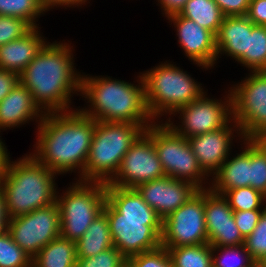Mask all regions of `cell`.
Wrapping results in <instances>:
<instances>
[{"mask_svg":"<svg viewBox=\"0 0 266 267\" xmlns=\"http://www.w3.org/2000/svg\"><path fill=\"white\" fill-rule=\"evenodd\" d=\"M139 78V84L134 85L110 77L81 75L80 94L91 105L79 110L95 121L138 124L146 129L154 121L147 110L142 76Z\"/></svg>","mask_w":266,"mask_h":267,"instance_id":"obj_3","label":"cell"},{"mask_svg":"<svg viewBox=\"0 0 266 267\" xmlns=\"http://www.w3.org/2000/svg\"><path fill=\"white\" fill-rule=\"evenodd\" d=\"M71 48L66 43L46 42L19 75L44 113L72 111L71 95L81 92V74L75 72Z\"/></svg>","mask_w":266,"mask_h":267,"instance_id":"obj_2","label":"cell"},{"mask_svg":"<svg viewBox=\"0 0 266 267\" xmlns=\"http://www.w3.org/2000/svg\"><path fill=\"white\" fill-rule=\"evenodd\" d=\"M246 17L255 25L266 26V0H251Z\"/></svg>","mask_w":266,"mask_h":267,"instance_id":"obj_40","label":"cell"},{"mask_svg":"<svg viewBox=\"0 0 266 267\" xmlns=\"http://www.w3.org/2000/svg\"><path fill=\"white\" fill-rule=\"evenodd\" d=\"M179 14L217 35L224 15L214 0H188Z\"/></svg>","mask_w":266,"mask_h":267,"instance_id":"obj_26","label":"cell"},{"mask_svg":"<svg viewBox=\"0 0 266 267\" xmlns=\"http://www.w3.org/2000/svg\"><path fill=\"white\" fill-rule=\"evenodd\" d=\"M254 26L246 16L224 17L216 35L217 57L224 53L238 61L247 51L248 32Z\"/></svg>","mask_w":266,"mask_h":267,"instance_id":"obj_22","label":"cell"},{"mask_svg":"<svg viewBox=\"0 0 266 267\" xmlns=\"http://www.w3.org/2000/svg\"><path fill=\"white\" fill-rule=\"evenodd\" d=\"M250 187L266 196V139L250 138Z\"/></svg>","mask_w":266,"mask_h":267,"instance_id":"obj_29","label":"cell"},{"mask_svg":"<svg viewBox=\"0 0 266 267\" xmlns=\"http://www.w3.org/2000/svg\"><path fill=\"white\" fill-rule=\"evenodd\" d=\"M106 184L80 181L67 189L63 196L56 195L60 210V236L77 242L93 220L103 212Z\"/></svg>","mask_w":266,"mask_h":267,"instance_id":"obj_7","label":"cell"},{"mask_svg":"<svg viewBox=\"0 0 266 267\" xmlns=\"http://www.w3.org/2000/svg\"><path fill=\"white\" fill-rule=\"evenodd\" d=\"M87 2V0H40V3L42 7L46 10L49 11V9H52L54 6L58 7L59 6H67L71 7L72 5H83Z\"/></svg>","mask_w":266,"mask_h":267,"instance_id":"obj_44","label":"cell"},{"mask_svg":"<svg viewBox=\"0 0 266 267\" xmlns=\"http://www.w3.org/2000/svg\"><path fill=\"white\" fill-rule=\"evenodd\" d=\"M8 165L0 178L9 218L28 214L56 202L54 171L40 163L32 154Z\"/></svg>","mask_w":266,"mask_h":267,"instance_id":"obj_4","label":"cell"},{"mask_svg":"<svg viewBox=\"0 0 266 267\" xmlns=\"http://www.w3.org/2000/svg\"><path fill=\"white\" fill-rule=\"evenodd\" d=\"M142 125L95 121V130L80 181L109 183L129 148L145 132Z\"/></svg>","mask_w":266,"mask_h":267,"instance_id":"obj_5","label":"cell"},{"mask_svg":"<svg viewBox=\"0 0 266 267\" xmlns=\"http://www.w3.org/2000/svg\"><path fill=\"white\" fill-rule=\"evenodd\" d=\"M145 133L152 139L166 176L192 182L199 189H206L202 182L208 176L200 167L188 139L178 134L167 122L152 123Z\"/></svg>","mask_w":266,"mask_h":267,"instance_id":"obj_8","label":"cell"},{"mask_svg":"<svg viewBox=\"0 0 266 267\" xmlns=\"http://www.w3.org/2000/svg\"><path fill=\"white\" fill-rule=\"evenodd\" d=\"M251 73L230 89L233 127L241 140L266 139V71Z\"/></svg>","mask_w":266,"mask_h":267,"instance_id":"obj_9","label":"cell"},{"mask_svg":"<svg viewBox=\"0 0 266 267\" xmlns=\"http://www.w3.org/2000/svg\"><path fill=\"white\" fill-rule=\"evenodd\" d=\"M228 125L215 131L188 138L192 152L208 177L214 175L230 156L229 152L234 139L233 133L236 130L231 128L232 125Z\"/></svg>","mask_w":266,"mask_h":267,"instance_id":"obj_18","label":"cell"},{"mask_svg":"<svg viewBox=\"0 0 266 267\" xmlns=\"http://www.w3.org/2000/svg\"><path fill=\"white\" fill-rule=\"evenodd\" d=\"M237 62L251 72L266 71V26L255 25L248 32L247 51Z\"/></svg>","mask_w":266,"mask_h":267,"instance_id":"obj_28","label":"cell"},{"mask_svg":"<svg viewBox=\"0 0 266 267\" xmlns=\"http://www.w3.org/2000/svg\"><path fill=\"white\" fill-rule=\"evenodd\" d=\"M38 28L34 27L23 37L0 46V69L18 75L22 73L47 42Z\"/></svg>","mask_w":266,"mask_h":267,"instance_id":"obj_20","label":"cell"},{"mask_svg":"<svg viewBox=\"0 0 266 267\" xmlns=\"http://www.w3.org/2000/svg\"><path fill=\"white\" fill-rule=\"evenodd\" d=\"M173 267H213L212 246L209 243L166 247Z\"/></svg>","mask_w":266,"mask_h":267,"instance_id":"obj_27","label":"cell"},{"mask_svg":"<svg viewBox=\"0 0 266 267\" xmlns=\"http://www.w3.org/2000/svg\"><path fill=\"white\" fill-rule=\"evenodd\" d=\"M43 12L46 10L40 0H0V16L22 19L32 28L38 27L36 18L44 14Z\"/></svg>","mask_w":266,"mask_h":267,"instance_id":"obj_30","label":"cell"},{"mask_svg":"<svg viewBox=\"0 0 266 267\" xmlns=\"http://www.w3.org/2000/svg\"><path fill=\"white\" fill-rule=\"evenodd\" d=\"M141 76L147 110L153 121L165 112L173 115L204 93L202 86L186 71L168 62L155 66Z\"/></svg>","mask_w":266,"mask_h":267,"instance_id":"obj_6","label":"cell"},{"mask_svg":"<svg viewBox=\"0 0 266 267\" xmlns=\"http://www.w3.org/2000/svg\"><path fill=\"white\" fill-rule=\"evenodd\" d=\"M205 189V223L211 246H239L245 238L235 224L231 206L223 195Z\"/></svg>","mask_w":266,"mask_h":267,"instance_id":"obj_16","label":"cell"},{"mask_svg":"<svg viewBox=\"0 0 266 267\" xmlns=\"http://www.w3.org/2000/svg\"><path fill=\"white\" fill-rule=\"evenodd\" d=\"M226 16H246L251 0H214Z\"/></svg>","mask_w":266,"mask_h":267,"instance_id":"obj_39","label":"cell"},{"mask_svg":"<svg viewBox=\"0 0 266 267\" xmlns=\"http://www.w3.org/2000/svg\"><path fill=\"white\" fill-rule=\"evenodd\" d=\"M32 27L24 20L0 16V46L23 37Z\"/></svg>","mask_w":266,"mask_h":267,"instance_id":"obj_37","label":"cell"},{"mask_svg":"<svg viewBox=\"0 0 266 267\" xmlns=\"http://www.w3.org/2000/svg\"><path fill=\"white\" fill-rule=\"evenodd\" d=\"M7 151L8 150L4 142H2L0 138V178L4 175L10 163V157H9L10 155L8 154Z\"/></svg>","mask_w":266,"mask_h":267,"instance_id":"obj_45","label":"cell"},{"mask_svg":"<svg viewBox=\"0 0 266 267\" xmlns=\"http://www.w3.org/2000/svg\"><path fill=\"white\" fill-rule=\"evenodd\" d=\"M106 200L120 213V218L161 219L135 188L106 183Z\"/></svg>","mask_w":266,"mask_h":267,"instance_id":"obj_23","label":"cell"},{"mask_svg":"<svg viewBox=\"0 0 266 267\" xmlns=\"http://www.w3.org/2000/svg\"><path fill=\"white\" fill-rule=\"evenodd\" d=\"M76 260V242L59 236L38 252L32 267H76Z\"/></svg>","mask_w":266,"mask_h":267,"instance_id":"obj_25","label":"cell"},{"mask_svg":"<svg viewBox=\"0 0 266 267\" xmlns=\"http://www.w3.org/2000/svg\"><path fill=\"white\" fill-rule=\"evenodd\" d=\"M243 141L246 148L237 156L228 157L212 175L210 189L216 194L222 195L230 189L250 186V138H244Z\"/></svg>","mask_w":266,"mask_h":267,"instance_id":"obj_21","label":"cell"},{"mask_svg":"<svg viewBox=\"0 0 266 267\" xmlns=\"http://www.w3.org/2000/svg\"><path fill=\"white\" fill-rule=\"evenodd\" d=\"M9 216L5 202V196L0 188V235L7 233L9 229Z\"/></svg>","mask_w":266,"mask_h":267,"instance_id":"obj_43","label":"cell"},{"mask_svg":"<svg viewBox=\"0 0 266 267\" xmlns=\"http://www.w3.org/2000/svg\"><path fill=\"white\" fill-rule=\"evenodd\" d=\"M264 210L234 211L233 218L242 236L246 238L255 229Z\"/></svg>","mask_w":266,"mask_h":267,"instance_id":"obj_38","label":"cell"},{"mask_svg":"<svg viewBox=\"0 0 266 267\" xmlns=\"http://www.w3.org/2000/svg\"><path fill=\"white\" fill-rule=\"evenodd\" d=\"M167 19L177 28L178 42L191 61L205 69L217 62L216 36L211 31L179 13Z\"/></svg>","mask_w":266,"mask_h":267,"instance_id":"obj_17","label":"cell"},{"mask_svg":"<svg viewBox=\"0 0 266 267\" xmlns=\"http://www.w3.org/2000/svg\"><path fill=\"white\" fill-rule=\"evenodd\" d=\"M113 247L109 221L104 212L99 214L76 242L77 258H89Z\"/></svg>","mask_w":266,"mask_h":267,"instance_id":"obj_24","label":"cell"},{"mask_svg":"<svg viewBox=\"0 0 266 267\" xmlns=\"http://www.w3.org/2000/svg\"><path fill=\"white\" fill-rule=\"evenodd\" d=\"M188 0H158L166 17L179 13Z\"/></svg>","mask_w":266,"mask_h":267,"instance_id":"obj_42","label":"cell"},{"mask_svg":"<svg viewBox=\"0 0 266 267\" xmlns=\"http://www.w3.org/2000/svg\"><path fill=\"white\" fill-rule=\"evenodd\" d=\"M244 246L255 261L266 253V209L261 214L255 229L245 238Z\"/></svg>","mask_w":266,"mask_h":267,"instance_id":"obj_36","label":"cell"},{"mask_svg":"<svg viewBox=\"0 0 266 267\" xmlns=\"http://www.w3.org/2000/svg\"><path fill=\"white\" fill-rule=\"evenodd\" d=\"M76 267H127V258L113 246L95 256L77 258Z\"/></svg>","mask_w":266,"mask_h":267,"instance_id":"obj_34","label":"cell"},{"mask_svg":"<svg viewBox=\"0 0 266 267\" xmlns=\"http://www.w3.org/2000/svg\"><path fill=\"white\" fill-rule=\"evenodd\" d=\"M127 267H173L166 247L146 251L127 258Z\"/></svg>","mask_w":266,"mask_h":267,"instance_id":"obj_35","label":"cell"},{"mask_svg":"<svg viewBox=\"0 0 266 267\" xmlns=\"http://www.w3.org/2000/svg\"><path fill=\"white\" fill-rule=\"evenodd\" d=\"M0 267H32V258L13 241L9 232L0 235Z\"/></svg>","mask_w":266,"mask_h":267,"instance_id":"obj_33","label":"cell"},{"mask_svg":"<svg viewBox=\"0 0 266 267\" xmlns=\"http://www.w3.org/2000/svg\"><path fill=\"white\" fill-rule=\"evenodd\" d=\"M228 92L229 94L226 97L227 99L224 98L226 100L224 102L221 99L220 102L218 99H210L205 96L207 94L204 92L197 100L181 107L175 112L180 114L182 125H173L170 118L166 122L178 134L187 139L223 128L227 124L235 122L231 119L232 95L230 90Z\"/></svg>","mask_w":266,"mask_h":267,"instance_id":"obj_13","label":"cell"},{"mask_svg":"<svg viewBox=\"0 0 266 267\" xmlns=\"http://www.w3.org/2000/svg\"><path fill=\"white\" fill-rule=\"evenodd\" d=\"M204 218L205 189H200L163 220L161 246L179 247L208 243Z\"/></svg>","mask_w":266,"mask_h":267,"instance_id":"obj_11","label":"cell"},{"mask_svg":"<svg viewBox=\"0 0 266 267\" xmlns=\"http://www.w3.org/2000/svg\"><path fill=\"white\" fill-rule=\"evenodd\" d=\"M135 189L162 220L200 190L192 182L170 176L144 182Z\"/></svg>","mask_w":266,"mask_h":267,"instance_id":"obj_15","label":"cell"},{"mask_svg":"<svg viewBox=\"0 0 266 267\" xmlns=\"http://www.w3.org/2000/svg\"><path fill=\"white\" fill-rule=\"evenodd\" d=\"M17 73L0 69V101L3 100L19 83Z\"/></svg>","mask_w":266,"mask_h":267,"instance_id":"obj_41","label":"cell"},{"mask_svg":"<svg viewBox=\"0 0 266 267\" xmlns=\"http://www.w3.org/2000/svg\"><path fill=\"white\" fill-rule=\"evenodd\" d=\"M44 116V111L35 103L31 92L20 82L0 101L1 130L18 127L33 118L38 121L39 117L40 122Z\"/></svg>","mask_w":266,"mask_h":267,"instance_id":"obj_19","label":"cell"},{"mask_svg":"<svg viewBox=\"0 0 266 267\" xmlns=\"http://www.w3.org/2000/svg\"><path fill=\"white\" fill-rule=\"evenodd\" d=\"M95 120L76 109L45 113L38 124L33 156L56 174L80 169L82 177L88 158Z\"/></svg>","mask_w":266,"mask_h":267,"instance_id":"obj_1","label":"cell"},{"mask_svg":"<svg viewBox=\"0 0 266 267\" xmlns=\"http://www.w3.org/2000/svg\"><path fill=\"white\" fill-rule=\"evenodd\" d=\"M216 251H220L217 257L214 255ZM212 254L213 267H253L256 264L244 244L229 247L212 246Z\"/></svg>","mask_w":266,"mask_h":267,"instance_id":"obj_32","label":"cell"},{"mask_svg":"<svg viewBox=\"0 0 266 267\" xmlns=\"http://www.w3.org/2000/svg\"><path fill=\"white\" fill-rule=\"evenodd\" d=\"M222 195L228 201L233 211L266 209V205L262 207L264 206L263 203H266V196L250 186L230 189Z\"/></svg>","mask_w":266,"mask_h":267,"instance_id":"obj_31","label":"cell"},{"mask_svg":"<svg viewBox=\"0 0 266 267\" xmlns=\"http://www.w3.org/2000/svg\"><path fill=\"white\" fill-rule=\"evenodd\" d=\"M106 214L113 246L126 258L161 246L162 219L120 218V213L106 200Z\"/></svg>","mask_w":266,"mask_h":267,"instance_id":"obj_10","label":"cell"},{"mask_svg":"<svg viewBox=\"0 0 266 267\" xmlns=\"http://www.w3.org/2000/svg\"><path fill=\"white\" fill-rule=\"evenodd\" d=\"M256 264L258 267H266V253L256 261Z\"/></svg>","mask_w":266,"mask_h":267,"instance_id":"obj_46","label":"cell"},{"mask_svg":"<svg viewBox=\"0 0 266 267\" xmlns=\"http://www.w3.org/2000/svg\"><path fill=\"white\" fill-rule=\"evenodd\" d=\"M60 210L57 202L9 220L8 232L32 259L49 242L60 236Z\"/></svg>","mask_w":266,"mask_h":267,"instance_id":"obj_12","label":"cell"},{"mask_svg":"<svg viewBox=\"0 0 266 267\" xmlns=\"http://www.w3.org/2000/svg\"><path fill=\"white\" fill-rule=\"evenodd\" d=\"M165 176L155 145L144 132L129 148L118 172L108 184L121 188H136L139 184Z\"/></svg>","mask_w":266,"mask_h":267,"instance_id":"obj_14","label":"cell"}]
</instances>
